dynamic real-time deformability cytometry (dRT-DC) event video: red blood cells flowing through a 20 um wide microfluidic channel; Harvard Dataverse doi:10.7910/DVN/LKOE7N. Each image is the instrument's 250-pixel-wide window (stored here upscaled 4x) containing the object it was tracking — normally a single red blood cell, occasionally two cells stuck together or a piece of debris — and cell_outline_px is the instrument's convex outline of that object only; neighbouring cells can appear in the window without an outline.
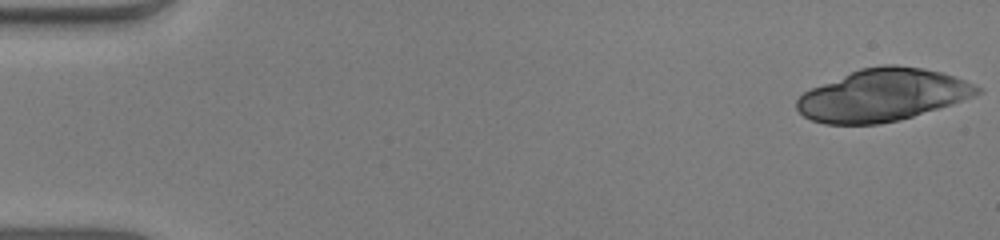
{"species": "human", "species_latin": "Homo sapiens", "temperature_condition": "warm", "stored_images_in_passage": 19, "camera_frame_rate_fps": 3000, "um_per_image_px": 0.085, "donor": {"sex": "male"}, "frame": {"image": 1, "passage_image": 1, "time_ms": 0.0, "image_size_px": [1000, 240], "cell_outline_px": [[984, 88], [980, 92], [972, 96], [952, 104], [912, 116], [880, 124], [824, 124], [812, 120], [804, 116], [796, 108], [796, 100], [804, 92], [812, 88], [860, 68], [884, 64], [896, 64], [924, 68], [940, 72], [964, 80]], "centroid_in_image_um": [75.01, 8.08], "position_along_channel_um": 10.0, "area_um2": 54.51}}